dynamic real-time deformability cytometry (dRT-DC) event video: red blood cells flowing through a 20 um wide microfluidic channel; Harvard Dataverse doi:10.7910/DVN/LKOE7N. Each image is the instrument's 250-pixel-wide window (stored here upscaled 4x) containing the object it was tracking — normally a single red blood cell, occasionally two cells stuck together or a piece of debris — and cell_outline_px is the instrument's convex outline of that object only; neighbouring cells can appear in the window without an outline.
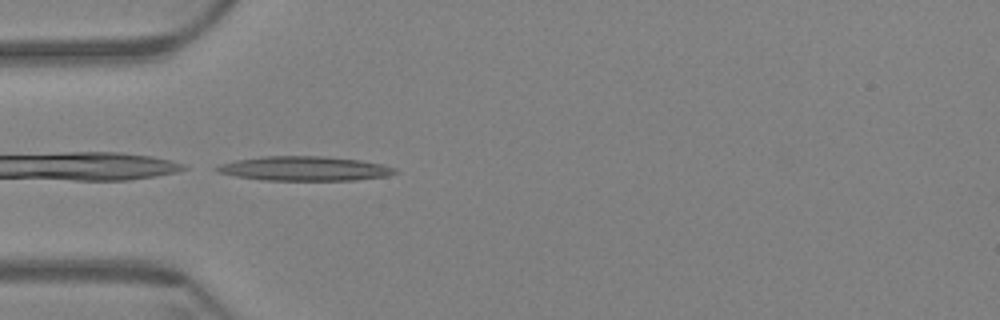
{"species": "Egyptian fruit bat (a non-hibernating species)", "species_latin": "Rousettus aegyptiacus", "temperature_condition": "warm", "stored_images_in_passage": 39, "camera_frame_rate_fps": 3000, "um_per_image_px": 0.085, "animal": {"sex": "female"}, "frame": {"image": 1, "passage_image": 1, "time_ms": 0.0, "image_size_px": [1000, 320], "cell_outline_px": [[400, 172], [388, 176], [356, 180], [260, 180], [236, 176], [216, 172], [212, 168], [220, 164], [236, 160], [264, 156], [324, 156], [360, 160], [380, 164], [396, 168]], "centroid_in_image_um": [25.88, 14.33], "position_along_channel_um": 59.1, "area_um2": 25.49}}
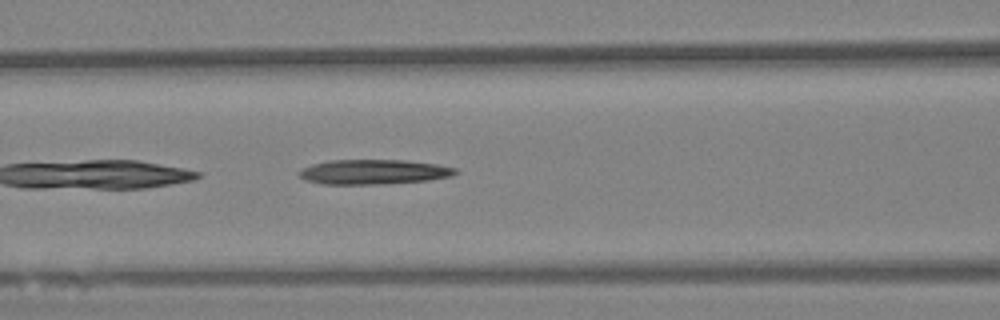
{"frame": {"image": 2, "passage_image": 8, "time_ms": 2.333, "image_size_px": [1000, 320], "cell_outline_px": [[460, 172], [452, 176], [428, 180], [380, 184], [324, 184], [304, 180], [296, 176], [296, 172], [312, 164], [328, 160], [404, 160], [436, 164], [456, 168]], "centroid_in_image_um": [31.72, 14.61], "position_along_channel_um": 134.9, "area_um2": 22.72}}
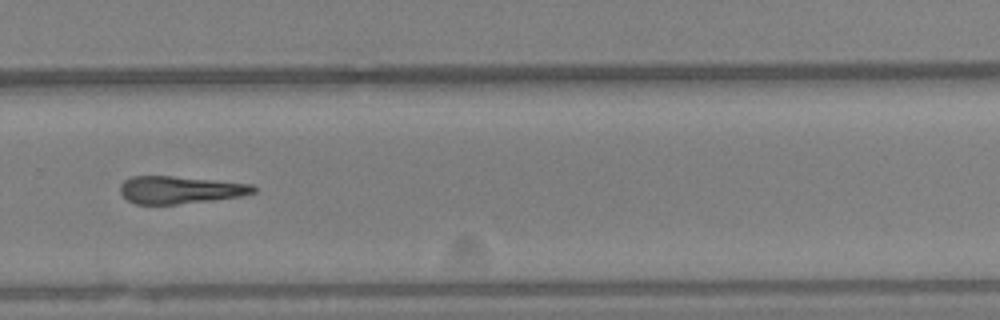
{"frame": {"image": 3, "passage_image": 24, "time_ms": 7.667, "image_size_px": [1000, 320], "cell_outline_px": [[256, 192], [240, 196], [212, 200], [176, 204], [136, 204], [128, 200], [120, 192], [120, 184], [124, 180], [132, 176], [172, 176], [252, 184], [256, 188]], "centroid_in_image_um": [15.28, 16.13], "position_along_channel_um": 314.5, "area_um2": 21.15}}